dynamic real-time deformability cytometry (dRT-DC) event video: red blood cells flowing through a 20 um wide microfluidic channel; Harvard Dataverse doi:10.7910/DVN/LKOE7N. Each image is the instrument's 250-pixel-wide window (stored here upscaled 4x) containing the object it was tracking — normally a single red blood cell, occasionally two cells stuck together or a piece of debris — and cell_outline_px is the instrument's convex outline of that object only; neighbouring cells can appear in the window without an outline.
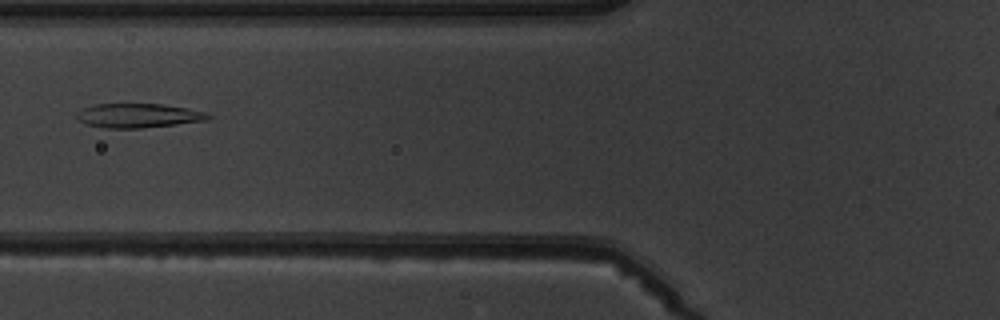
{"species": "common noctule bat (a hibernating species)", "species_latin": "Nyctalus noctula", "temperature_condition": "warm", "stored_images_in_passage": 3, "camera_frame_rate_fps": 3000, "um_per_image_px": 0.085, "animal": {"sex": "male", "body_mass_g": 19.5, "forearm_length_mm": 54.6}, "frame": {"image": 1, "passage_image": 2, "time_ms": 1.333, "image_size_px": [1000, 320], "cell_outline_px": [[212, 116], [208, 120], [176, 124], [140, 128], [104, 128], [84, 124], [76, 116], [76, 112], [84, 108], [96, 104], [164, 104], [188, 108], [208, 112]], "centroid_in_image_um": [11.78, 9.82], "position_along_channel_um": 114.0, "area_um2": 18.61}}